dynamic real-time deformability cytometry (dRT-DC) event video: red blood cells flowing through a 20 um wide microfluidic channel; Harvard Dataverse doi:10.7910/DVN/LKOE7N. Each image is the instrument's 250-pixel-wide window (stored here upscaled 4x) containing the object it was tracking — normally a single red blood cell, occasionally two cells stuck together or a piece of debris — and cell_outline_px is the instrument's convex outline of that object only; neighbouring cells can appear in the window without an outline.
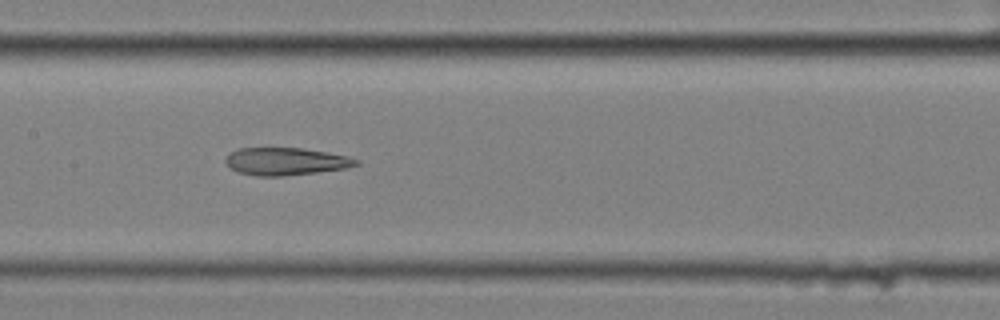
{"species": "common noctule bat (a hibernating species)", "species_latin": "Nyctalus noctula", "temperature_condition": "cold", "stored_images_in_passage": 11, "camera_frame_rate_fps": 3000, "um_per_image_px": 0.085, "animal": {"sex": "female", "body_mass_g": 25.1}, "frame": {"image": 1, "passage_image": 8, "time_ms": 2.333, "image_size_px": [1000, 320], "cell_outline_px": [[360, 164], [348, 168], [316, 172], [280, 176], [256, 176], [240, 172], [232, 168], [224, 160], [236, 148], [300, 148], [328, 152], [348, 156], [360, 160]], "centroid_in_image_um": [24.35, 13.71], "position_along_channel_um": 183.1, "area_um2": 20.81}}
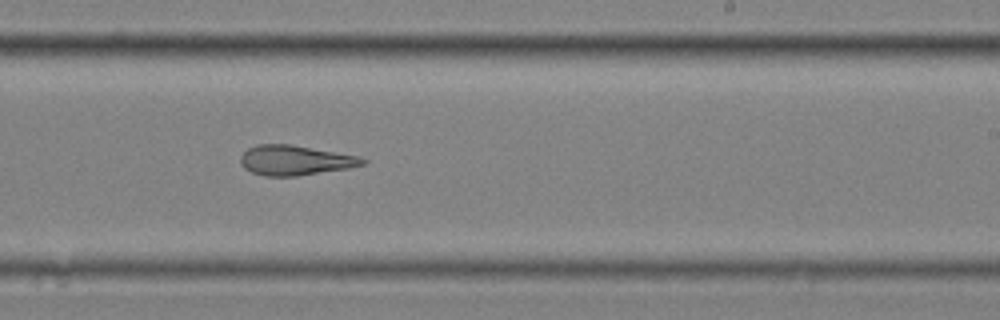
{"frame": {"image": 2, "passage_image": 10, "time_ms": 3.0, "image_size_px": [1000, 320], "cell_outline_px": [[368, 164], [348, 168], [296, 176], [264, 176], [252, 172], [244, 168], [240, 164], [240, 156], [248, 148], [256, 144], [292, 144], [360, 156], [368, 160]], "centroid_in_image_um": [25.1, 13.61], "position_along_channel_um": 263.9, "area_um2": 21.5}}
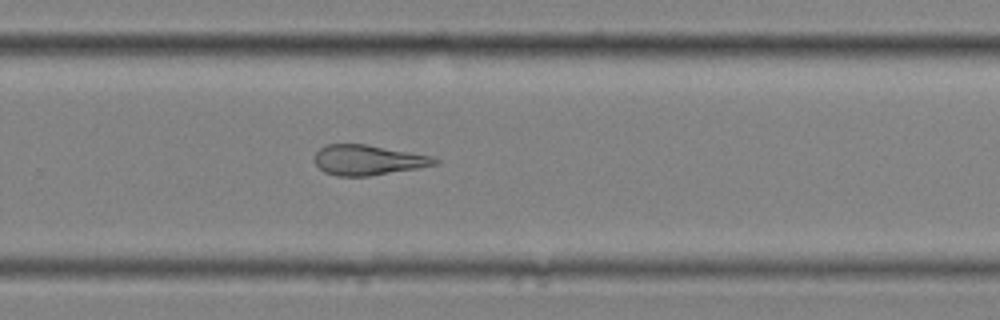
{"frame": {"image": 3, "passage_image": 11, "time_ms": 3.333, "image_size_px": [1000, 320], "cell_outline_px": [[440, 160], [436, 164], [420, 168], [368, 176], [336, 176], [324, 172], [316, 164], [316, 152], [324, 144], [368, 144], [436, 156]], "centroid_in_image_um": [31.34, 13.59], "position_along_channel_um": 298.5, "area_um2": 21.39}}